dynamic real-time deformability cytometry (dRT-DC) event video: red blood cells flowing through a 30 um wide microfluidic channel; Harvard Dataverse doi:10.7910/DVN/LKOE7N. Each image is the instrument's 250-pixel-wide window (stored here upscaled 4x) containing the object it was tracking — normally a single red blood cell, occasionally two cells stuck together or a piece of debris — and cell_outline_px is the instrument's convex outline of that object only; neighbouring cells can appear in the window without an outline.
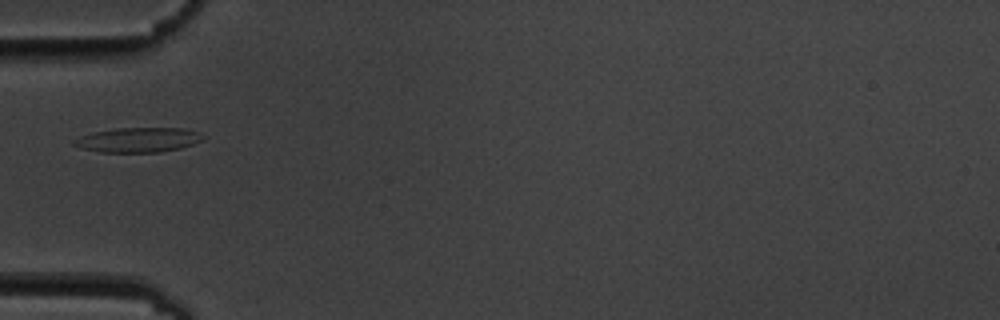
{"species": "common noctule bat (a hibernating species)", "species_latin": "Nyctalus noctula", "temperature_condition": "cold", "stored_images_in_passage": 14, "camera_frame_rate_fps": 3000, "um_per_image_px": 0.085, "animal": {"sex": "male", "body_mass_g": 19.5, "forearm_length_mm": 54.6}, "frame": {"image": 1, "passage_image": 4, "time_ms": 4.333, "image_size_px": [1000, 320], "cell_outline_px": [[204, 140], [180, 148], [160, 152], [100, 152], [80, 148], [72, 144], [72, 140], [80, 136], [92, 132], [116, 128], [184, 128], [196, 132], [204, 136]], "centroid_in_image_um": [11.7, 11.89], "position_along_channel_um": 73.3, "area_um2": 18.61}}
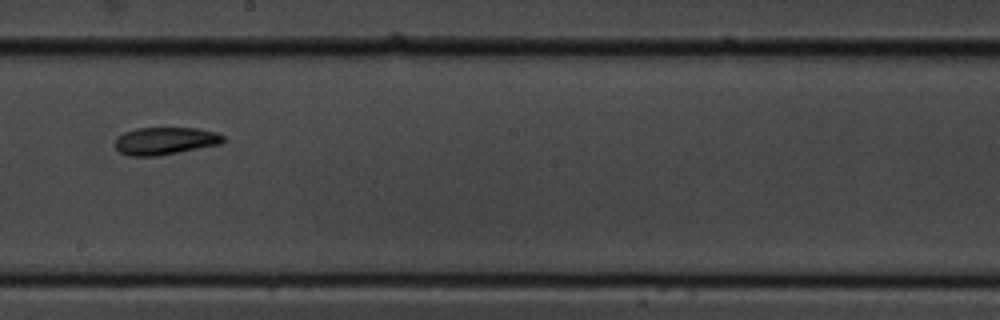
{"frame": {"image": 2, "passage_image": 8, "time_ms": 9.0, "image_size_px": [1000, 320], "cell_outline_px": [[224, 140], [220, 144], [156, 156], [128, 156], [120, 152], [116, 148], [116, 140], [124, 132], [136, 128], [196, 128], [216, 132], [224, 136]], "centroid_in_image_um": [14.03, 11.97], "position_along_channel_um": 234.2, "area_um2": 17.11}}
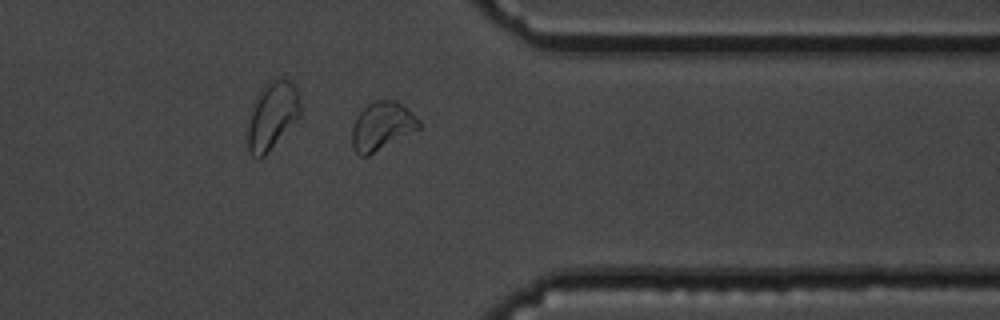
{"frame": {"image": 3, "passage_image": 12, "time_ms": 13.333, "image_size_px": [1000, 320], "cell_outline_px": [[420, 128], [368, 156], [360, 156], [352, 148], [352, 128], [356, 116], [368, 104], [376, 100], [396, 100], [420, 120]], "centroid_in_image_um": [32.44, 10.73], "position_along_channel_um": 379.0, "area_um2": 18.67}, "authors_computed_cell_mechanics": {"area_um2": 18.1781, "velocity_mm_per_s": 3.4477, "shape_relaxation_time_tau1_ms": 8.5925, "shape_relaxation_time_tau2_ms": 3.26, "deformation_change_tau1": 0.1748, "deformation_change_tau2": 0.0966}}